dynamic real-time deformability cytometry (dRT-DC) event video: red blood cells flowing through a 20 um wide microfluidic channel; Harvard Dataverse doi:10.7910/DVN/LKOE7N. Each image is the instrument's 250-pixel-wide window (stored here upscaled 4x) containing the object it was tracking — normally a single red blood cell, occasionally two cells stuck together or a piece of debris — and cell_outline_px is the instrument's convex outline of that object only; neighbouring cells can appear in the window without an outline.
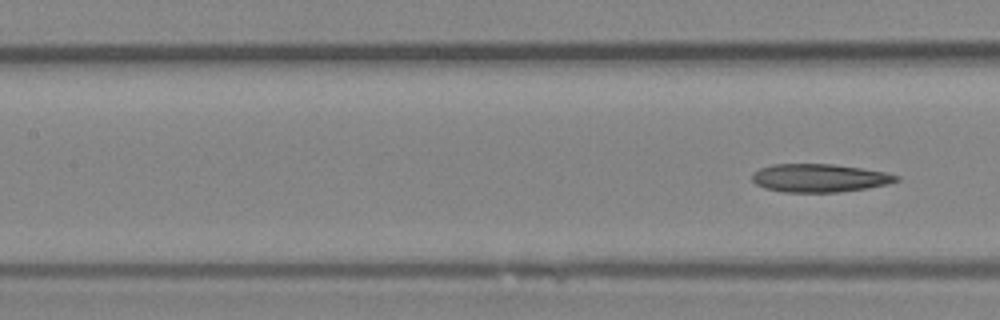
{"species": "Egyptian fruit bat (a non-hibernating species)", "species_latin": "Rousettus aegyptiacus", "temperature_condition": "room temperature", "stored_images_in_passage": 23, "segment_of_instrument_passage": [2, 2], "camera_frame_rate_fps": 3000, "um_per_image_px": 0.085, "animal": {"sex": "female"}, "frame": {"image": 1, "passage_image": 23, "time_ms": 7.333, "image_size_px": [1000, 320], "cell_outline_px": [[900, 180], [888, 184], [868, 188], [840, 192], [784, 192], [764, 188], [756, 184], [752, 180], [752, 172], [760, 168], [772, 164], [832, 164], [860, 168], [884, 172], [900, 176]], "centroid_in_image_um": [69.64, 15.13], "position_along_channel_um": 137.8, "area_um2": 23.76}}